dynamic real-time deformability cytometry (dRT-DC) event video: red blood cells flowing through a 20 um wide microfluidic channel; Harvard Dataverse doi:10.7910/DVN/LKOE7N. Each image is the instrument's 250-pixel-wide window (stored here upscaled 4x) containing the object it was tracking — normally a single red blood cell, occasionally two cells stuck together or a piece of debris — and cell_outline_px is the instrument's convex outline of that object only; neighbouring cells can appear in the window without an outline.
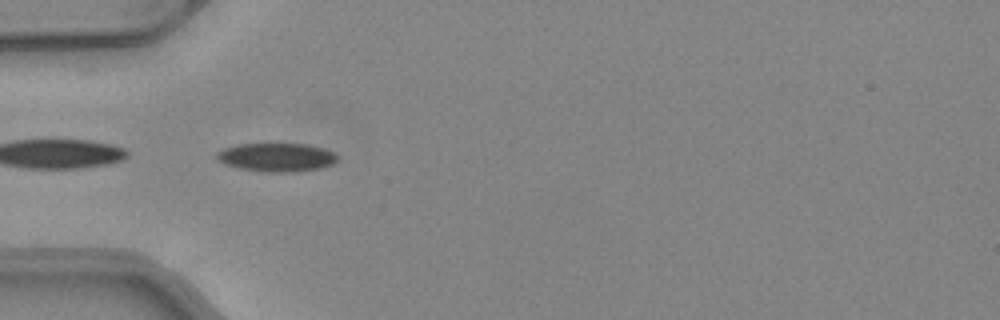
{"species": "common noctule bat (a hibernating species)", "species_latin": "Nyctalus noctula", "temperature_condition": "warm", "stored_images_in_passage": 50, "camera_frame_rate_fps": 3000, "um_per_image_px": 0.085, "animal": {"sex": "female", "body_mass_g": 24.6, "forearm_length_mm": 56.2}, "frame": {"image": 1, "passage_image": 16, "time_ms": 5.0, "image_size_px": [1000, 320], "cell_outline_px": [[340, 156], [332, 164], [320, 168], [296, 172], [260, 172], [240, 168], [224, 164], [216, 156], [216, 152], [224, 148], [240, 144], [304, 144], [324, 148]], "centroid_in_image_um": [23.52, 13.38], "position_along_channel_um": 61.5, "area_um2": 20.06}}
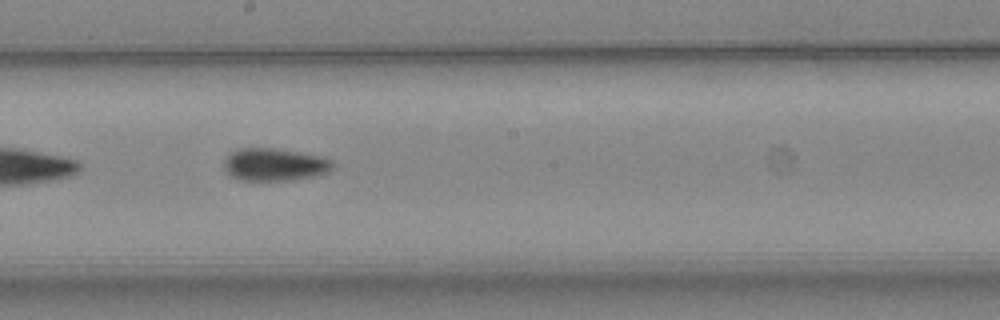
{"frame": {"image": 2, "passage_image": 28, "time_ms": 9.0, "image_size_px": [1000, 320], "cell_outline_px": [[336, 164], [328, 172], [312, 176], [292, 180], [240, 180], [228, 176], [224, 168], [224, 160], [232, 152], [240, 148], [272, 148], [324, 156], [332, 160]], "centroid_in_image_um": [23.34, 13.99], "position_along_channel_um": 224.9, "area_um2": 20.75}}
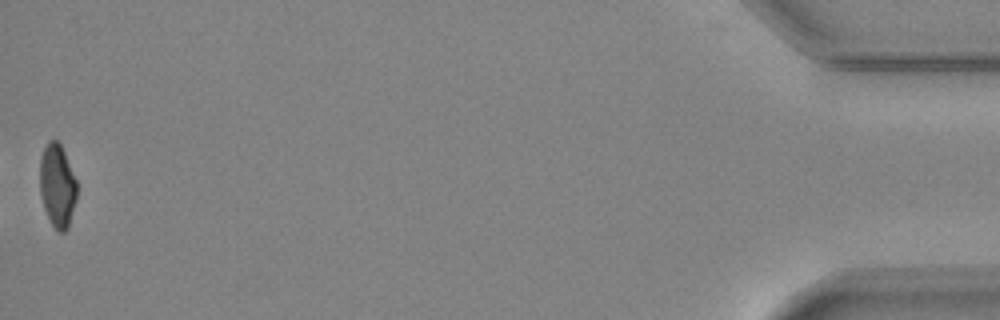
{"frame": {"image": 3, "passage_image": 50, "time_ms": 16.333, "image_size_px": [1000, 320], "cell_outline_px": [[76, 200], [68, 228], [64, 232], [56, 232], [44, 208], [40, 192], [40, 156], [48, 140], [56, 140], [60, 144], [64, 152], [76, 180]], "centroid_in_image_um": [4.86, 15.79], "position_along_channel_um": 430.3, "area_um2": 17.86}, "authors_computed_cell_mechanics": {"area_um2": 20.5479, "velocity_mm_per_s": 4.136, "shape_relaxation_time_tau1_ms": 7.1645, "shape_relaxation_time_tau2_ms": null, "deformation_change_tau1": 0.1741, "deformation_change_tau2": null}}